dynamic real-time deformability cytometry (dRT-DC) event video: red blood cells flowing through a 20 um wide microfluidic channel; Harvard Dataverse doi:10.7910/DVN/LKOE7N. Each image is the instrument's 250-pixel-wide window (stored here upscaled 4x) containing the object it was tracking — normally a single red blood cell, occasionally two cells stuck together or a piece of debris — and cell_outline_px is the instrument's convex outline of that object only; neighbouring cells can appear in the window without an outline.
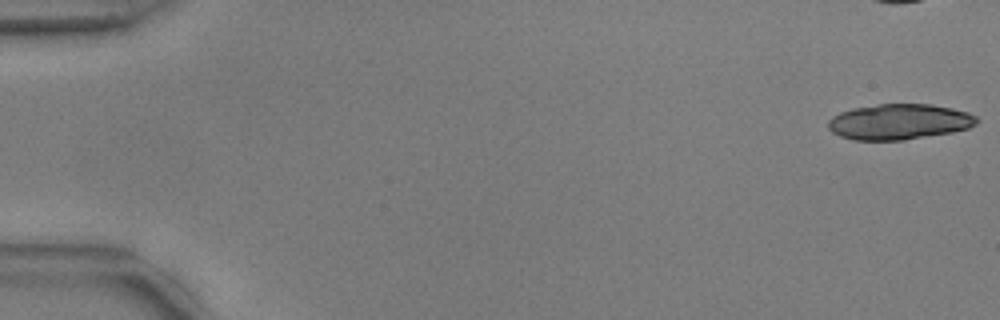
{"species": "common noctule bat (a hibernating species)", "species_latin": "Nyctalus noctula", "temperature_condition": "warm", "stored_images_in_passage": 20, "camera_frame_rate_fps": 3000, "um_per_image_px": 0.085, "animal": {"sex": "male", "body_mass_g": 17.9, "forearm_length_mm": 54.2}, "frame": {"image": 1, "passage_image": 1, "time_ms": 0.0, "image_size_px": [1000, 320], "cell_outline_px": [[980, 120], [976, 124], [968, 128], [952, 132], [904, 140], [852, 140], [840, 136], [832, 132], [828, 128], [828, 120], [832, 116], [840, 112], [852, 108], [880, 104], [928, 104], [952, 108], [968, 112], [976, 116]], "centroid_in_image_um": [76.42, 10.35], "position_along_channel_um": 8.6, "area_um2": 30.92}}